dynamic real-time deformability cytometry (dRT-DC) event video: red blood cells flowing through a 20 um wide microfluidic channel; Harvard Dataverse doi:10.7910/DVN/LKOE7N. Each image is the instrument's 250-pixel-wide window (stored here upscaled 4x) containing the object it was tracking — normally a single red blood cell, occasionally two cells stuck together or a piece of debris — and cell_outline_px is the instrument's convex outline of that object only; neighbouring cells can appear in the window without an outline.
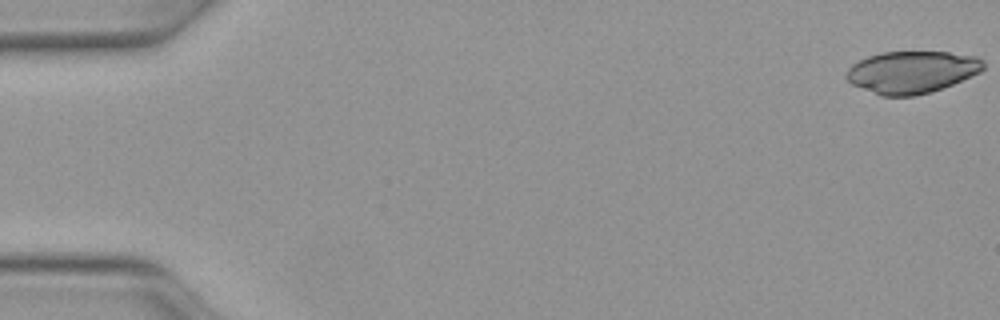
{"species": "Egyptian fruit bat (a non-hibernating species)", "species_latin": "Rousettus aegyptiacus", "temperature_condition": "warm", "stored_images_in_passage": 31, "camera_frame_rate_fps": 3000, "um_per_image_px": 0.085, "animal": {"sex": "female"}, "frame": {"image": 1, "passage_image": 1, "time_ms": 0.0, "image_size_px": [1000, 320], "cell_outline_px": [[984, 68], [980, 72], [952, 84], [916, 96], [880, 96], [852, 84], [844, 76], [848, 68], [852, 64], [868, 56], [880, 52], [948, 52], [976, 56], [984, 60]], "centroid_in_image_um": [77.48, 6.12], "position_along_channel_um": 7.5, "area_um2": 33.58}}